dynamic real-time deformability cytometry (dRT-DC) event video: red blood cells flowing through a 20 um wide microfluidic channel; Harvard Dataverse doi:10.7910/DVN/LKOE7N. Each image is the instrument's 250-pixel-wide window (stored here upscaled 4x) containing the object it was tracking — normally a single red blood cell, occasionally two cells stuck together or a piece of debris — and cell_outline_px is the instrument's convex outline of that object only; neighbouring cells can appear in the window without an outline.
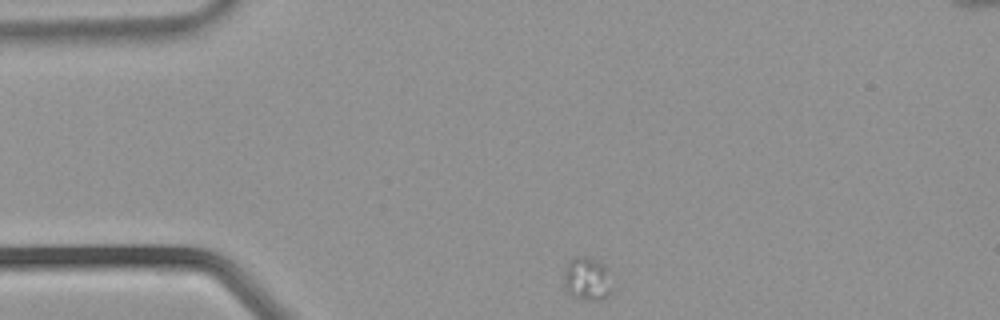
{"species": "common noctule bat (a hibernating species)", "species_latin": "Nyctalus noctula", "temperature_condition": "warm", "stored_images_in_passage": 23, "camera_frame_rate_fps": 3000, "um_per_image_px": 0.085, "animal": {"sex": "male", "body_mass_g": 21.5, "forearm_length_mm": 52.0}, "frame": {"image": 1, "passage_image": 1, "time_ms": 0.0, "image_size_px": [1000, 320], "cell_outline_px": [[612, 288], [600, 300], [584, 300], [572, 296], [564, 288], [564, 268], [568, 260], [576, 256], [588, 256], [600, 260], [608, 268]], "centroid_in_image_um": [49.88, 23.65], "position_along_channel_um": 35.1, "area_um2": 12.48}}